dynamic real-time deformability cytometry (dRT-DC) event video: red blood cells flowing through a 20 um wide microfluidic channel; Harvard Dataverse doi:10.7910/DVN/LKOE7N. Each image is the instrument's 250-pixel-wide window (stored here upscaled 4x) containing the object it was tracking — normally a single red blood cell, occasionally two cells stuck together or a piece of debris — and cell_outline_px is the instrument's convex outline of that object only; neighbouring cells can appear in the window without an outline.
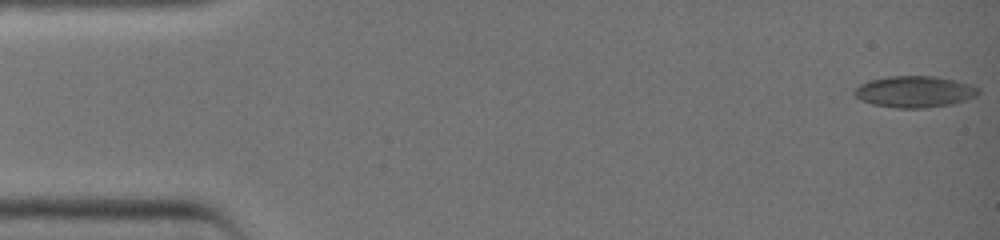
{"species": "common noctule bat (a hibernating species)", "species_latin": "Nyctalus noctula", "temperature_condition": "warm", "stored_images_in_passage": 39, "camera_frame_rate_fps": 3000, "um_per_image_px": 0.085, "animal": {"sex": "female", "body_mass_g": 19.0, "forearm_length_mm": 51.5}, "frame": {"image": 1, "passage_image": 1, "time_ms": 0.0, "image_size_px": [1000, 240], "cell_outline_px": [[980, 92], [976, 96], [968, 100], [952, 104], [924, 108], [896, 108], [872, 104], [860, 100], [852, 92], [852, 88], [868, 80], [888, 76], [936, 76], [956, 80], [972, 84], [980, 88]], "centroid_in_image_um": [77.74, 7.79], "position_along_channel_um": 7.3, "area_um2": 23.18}}
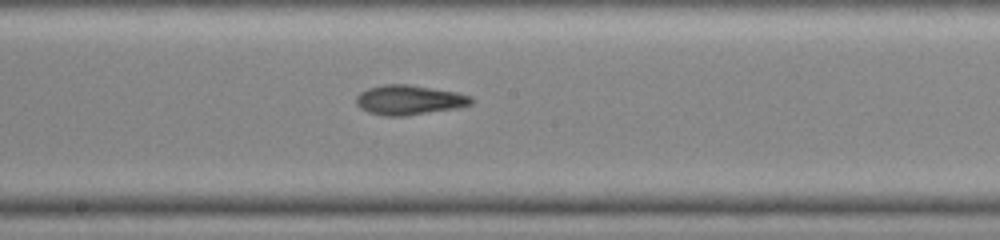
{"frame": {"image": 2, "passage_image": 22, "time_ms": 7.0, "image_size_px": [1000, 240], "cell_outline_px": [[472, 104], [456, 108], [404, 116], [384, 116], [368, 112], [360, 108], [356, 104], [356, 96], [360, 92], [368, 88], [384, 84], [408, 84], [456, 92], [472, 96]], "centroid_in_image_um": [34.75, 8.49], "position_along_channel_um": 213.5, "area_um2": 19.88}}
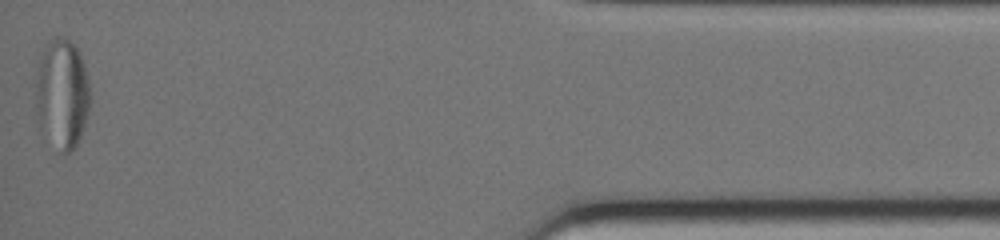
{"frame": {"image": 3, "passage_image": 39, "time_ms": 12.667, "image_size_px": [1000, 240], "cell_outline_px": [[88, 108], [76, 144], [68, 152], [64, 152], [40, 116], [36, 104], [36, 84], [40, 68], [48, 44], [56, 36], [68, 40], [76, 48], [80, 56], [88, 80]], "centroid_in_image_um": [5.32, 7.84], "position_along_channel_um": 429.9, "area_um2": 31.27}}